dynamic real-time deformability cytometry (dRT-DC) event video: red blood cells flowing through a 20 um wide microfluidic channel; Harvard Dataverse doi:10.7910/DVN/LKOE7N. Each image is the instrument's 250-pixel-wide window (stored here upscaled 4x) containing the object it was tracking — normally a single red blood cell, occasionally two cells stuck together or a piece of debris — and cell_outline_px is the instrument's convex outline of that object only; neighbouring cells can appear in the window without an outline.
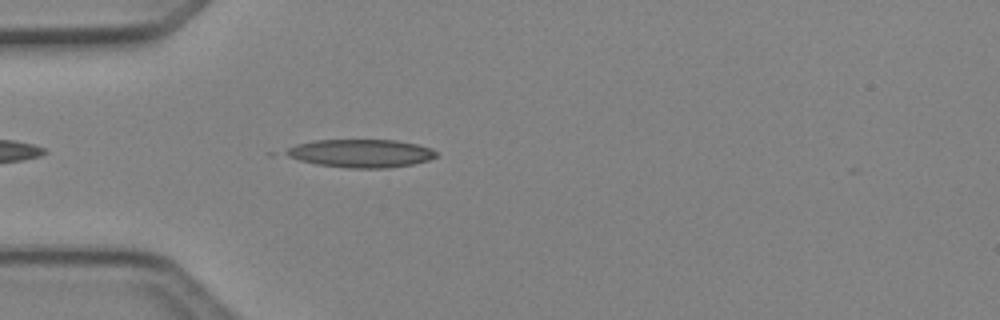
{"species": "Egyptian fruit bat (a non-hibernating species)", "species_latin": "Rousettus aegyptiacus", "temperature_condition": "cold", "stored_images_in_passage": 11, "camera_frame_rate_fps": 3000, "um_per_image_px": 0.085, "animal": {"sex": "female"}, "frame": {"image": 1, "passage_image": 4, "time_ms": 1.0, "image_size_px": [1000, 320], "cell_outline_px": [[440, 156], [428, 160], [412, 164], [388, 168], [348, 168], [316, 164], [300, 160], [288, 156], [280, 152], [296, 144], [316, 140], [392, 140], [416, 144], [432, 148]], "centroid_in_image_um": [30.67, 13.03], "position_along_channel_um": 54.3, "area_um2": 24.68}}
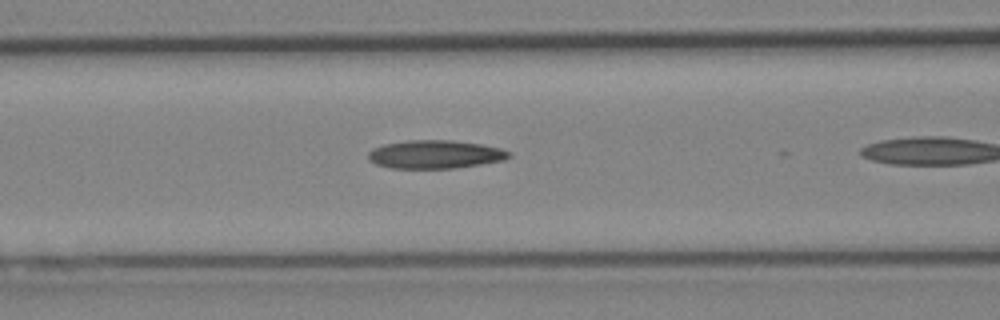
{"frame": {"image": 2, "passage_image": 7, "time_ms": 2.0, "image_size_px": [1000, 320], "cell_outline_px": [[512, 156], [504, 160], [480, 164], [452, 168], [392, 168], [376, 164], [368, 160], [368, 152], [372, 148], [384, 144], [408, 140], [452, 140], [480, 144], [500, 148], [512, 152]], "centroid_in_image_um": [36.98, 13.11], "position_along_channel_um": 129.6, "area_um2": 23.24}}
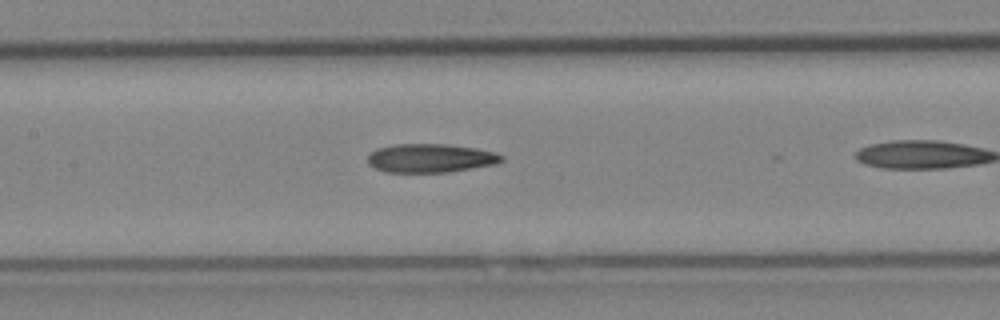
{"frame": {"image": 3, "passage_image": 10, "time_ms": 3.0, "image_size_px": [1000, 320], "cell_outline_px": [[504, 160], [496, 164], [448, 172], [384, 172], [368, 164], [368, 156], [376, 148], [396, 144], [444, 144], [476, 148], [492, 152], [504, 156]], "centroid_in_image_um": [36.58, 13.44], "position_along_channel_um": 170.8, "area_um2": 22.31}}